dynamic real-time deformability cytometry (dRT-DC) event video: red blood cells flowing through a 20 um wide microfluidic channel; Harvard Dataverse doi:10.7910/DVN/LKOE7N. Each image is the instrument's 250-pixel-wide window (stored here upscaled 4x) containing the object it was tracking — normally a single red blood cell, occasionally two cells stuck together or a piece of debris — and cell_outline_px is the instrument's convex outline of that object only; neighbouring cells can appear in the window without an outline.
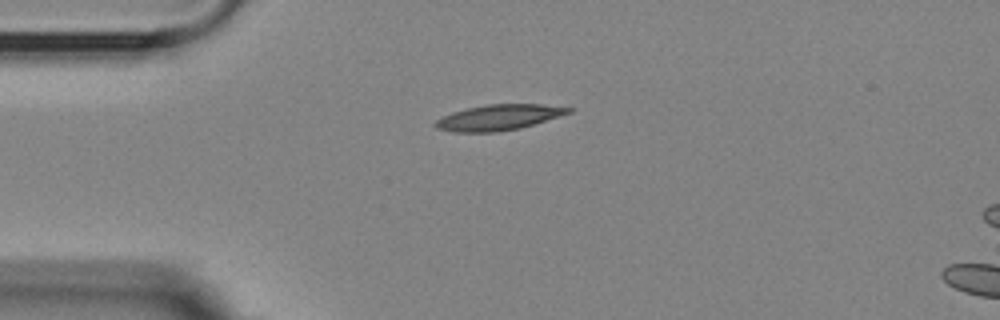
{"species": "Egyptian fruit bat (a non-hibernating species)", "species_latin": "Rousettus aegyptiacus", "temperature_condition": "room temperature", "stored_images_in_passage": 5, "camera_frame_rate_fps": 3000, "um_per_image_px": 0.085, "animal": {"sex": "female"}, "frame": {"image": 1, "passage_image": 5, "time_ms": 5.333, "image_size_px": [1000, 320], "cell_outline_px": [[576, 108], [572, 112], [520, 128], [496, 132], [452, 132], [436, 128], [432, 124], [436, 120], [452, 112], [468, 108], [488, 104], [540, 104]], "centroid_in_image_um": [42.38, 9.98], "position_along_channel_um": 42.6, "area_um2": 19.83}}